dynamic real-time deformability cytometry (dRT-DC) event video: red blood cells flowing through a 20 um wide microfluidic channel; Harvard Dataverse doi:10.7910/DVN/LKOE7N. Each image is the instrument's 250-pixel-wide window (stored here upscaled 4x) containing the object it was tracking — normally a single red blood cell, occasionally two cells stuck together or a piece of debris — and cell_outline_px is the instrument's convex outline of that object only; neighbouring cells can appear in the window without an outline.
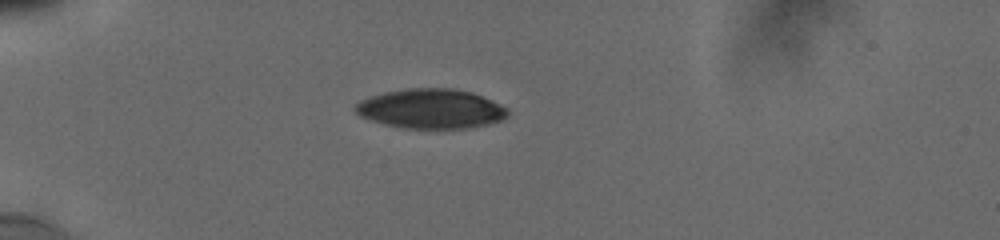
{"species": "human", "species_latin": "Homo sapiens", "temperature_condition": "cold", "stored_images_in_passage": 10, "camera_frame_rate_fps": 3000, "um_per_image_px": 0.085, "donor": {"sex": "male"}, "frame": {"image": 1, "passage_image": 1, "time_ms": 0.0, "image_size_px": [1000, 240], "cell_outline_px": [[508, 116], [504, 120], [488, 124], [468, 128], [400, 128], [384, 124], [360, 116], [352, 108], [360, 100], [384, 92], [408, 88], [448, 88], [472, 92], [500, 104], [508, 108]], "centroid_in_image_um": [36.64, 9.25], "position_along_channel_um": 48.4, "area_um2": 35.2}}
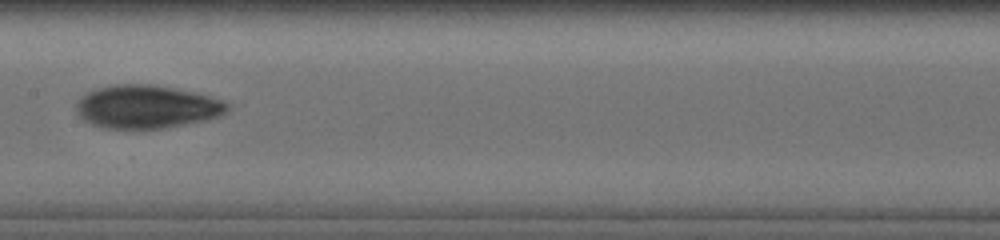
{"frame": {"image": 2, "passage_image": 6, "time_ms": 4.667, "image_size_px": [1000, 240], "cell_outline_px": [[228, 108], [220, 116], [208, 120], [164, 128], [104, 128], [92, 124], [84, 120], [76, 112], [76, 104], [80, 96], [88, 92], [100, 88], [116, 84], [152, 84], [176, 88], [208, 96], [220, 100], [228, 104]], "centroid_in_image_um": [12.44, 9.08], "position_along_channel_um": 195.0, "area_um2": 37.8}}
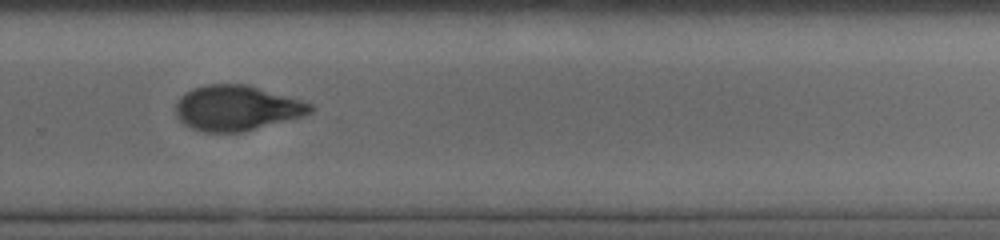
{"frame": {"image": 3, "passage_image": 9, "time_ms": 7.667, "image_size_px": [1000, 240], "cell_outline_px": [[316, 108], [312, 112], [304, 116], [244, 132], [204, 132], [192, 128], [184, 124], [176, 116], [176, 104], [180, 96], [192, 88], [208, 84], [248, 84], [300, 100], [312, 104]], "centroid_in_image_um": [20.13, 9.18], "position_along_channel_um": 309.7, "area_um2": 35.6}}